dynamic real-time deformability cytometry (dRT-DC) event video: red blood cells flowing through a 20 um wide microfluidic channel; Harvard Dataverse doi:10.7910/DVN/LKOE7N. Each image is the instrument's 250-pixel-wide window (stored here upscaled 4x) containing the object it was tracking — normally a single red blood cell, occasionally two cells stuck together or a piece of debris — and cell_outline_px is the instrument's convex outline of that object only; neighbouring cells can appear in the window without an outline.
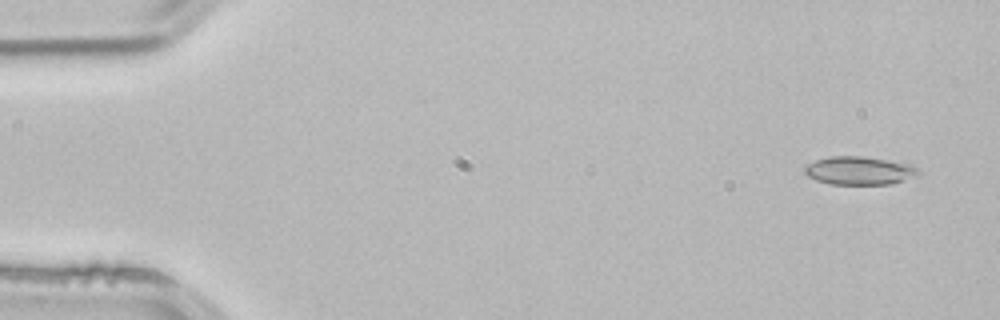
{"species": "common noctule bat (a hibernating species)", "species_latin": "Nyctalus noctula", "temperature_condition": "room temperature", "stored_images_in_passage": 3, "camera_frame_rate_fps": 3000, "um_per_image_px": 0.085, "animal": {"sex": "male", "body_mass_g": 21.5, "forearm_length_mm": 52.0}, "frame": {"image": 1, "passage_image": 1, "time_ms": 0.0, "image_size_px": [1000, 320], "cell_outline_px": [[920, 172], [904, 180], [892, 184], [828, 184], [816, 180], [808, 176], [804, 172], [804, 168], [808, 164], [816, 160], [828, 156], [864, 156], [888, 160], [908, 164], [916, 168]], "centroid_in_image_um": [72.98, 14.5], "position_along_channel_um": 12.0, "area_um2": 18.55}}
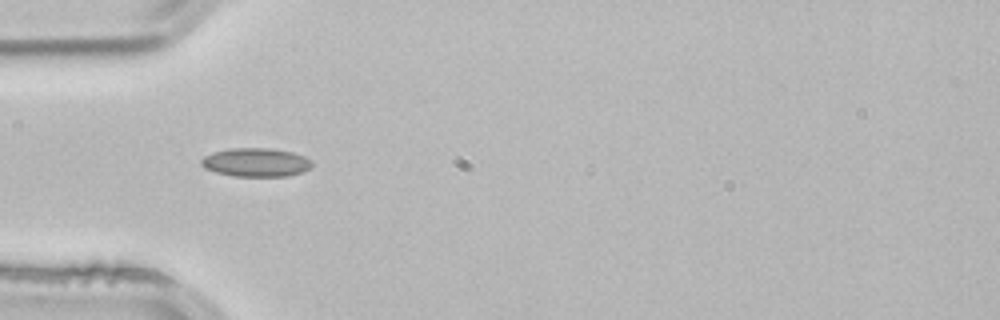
{"frame": {"image": 2, "passage_image": 3, "time_ms": 0.667, "image_size_px": [1000, 320], "cell_outline_px": [[312, 164], [304, 172], [288, 176], [232, 176], [216, 172], [204, 168], [200, 164], [200, 160], [204, 156], [212, 152], [228, 148], [272, 148], [292, 152], [304, 156], [312, 160]], "centroid_in_image_um": [21.73, 13.79], "position_along_channel_um": 63.3, "area_um2": 18.67}}